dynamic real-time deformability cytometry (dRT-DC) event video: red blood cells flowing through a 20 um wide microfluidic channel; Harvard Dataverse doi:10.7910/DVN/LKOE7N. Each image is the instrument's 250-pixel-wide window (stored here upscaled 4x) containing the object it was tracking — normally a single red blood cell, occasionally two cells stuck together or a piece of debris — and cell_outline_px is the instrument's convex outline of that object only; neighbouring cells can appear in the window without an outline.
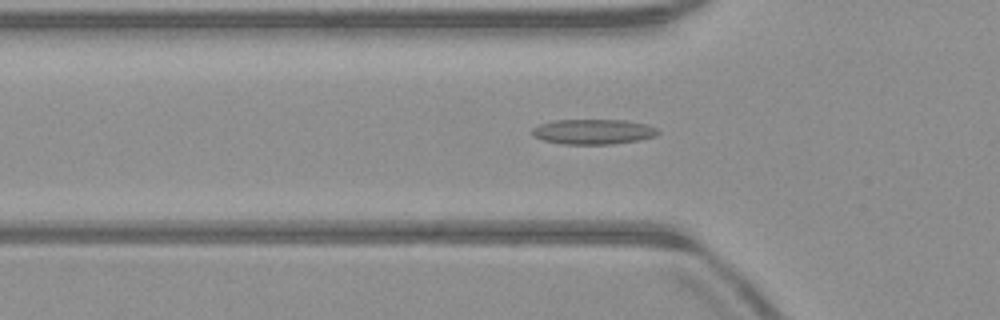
{"species": "common noctule bat (a hibernating species)", "species_latin": "Nyctalus noctula", "temperature_condition": "warm", "stored_images_in_passage": 51, "camera_frame_rate_fps": 3000, "um_per_image_px": 0.085, "animal": {"sex": "male", "body_mass_g": 23.1, "forearm_length_mm": 52.7}, "frame": {"image": 1, "passage_image": 17, "time_ms": 5.333, "image_size_px": [1000, 320], "cell_outline_px": [[660, 132], [656, 136], [640, 140], [612, 144], [564, 144], [544, 140], [532, 136], [532, 128], [540, 124], [556, 120], [624, 120], [644, 124], [660, 128]], "centroid_in_image_um": [50.46, 11.2], "position_along_channel_um": 75.3, "area_um2": 18.44}}
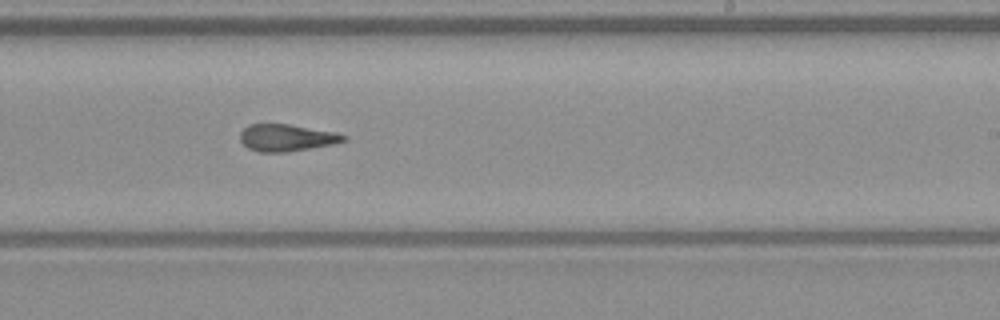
{"frame": {"image": 2, "passage_image": 31, "time_ms": 10.0, "image_size_px": [1000, 320], "cell_outline_px": [[348, 140], [336, 144], [288, 152], [260, 152], [248, 148], [240, 140], [240, 132], [248, 124], [288, 124], [336, 132], [348, 136]], "centroid_in_image_um": [24.4, 11.71], "position_along_channel_um": 264.6, "area_um2": 16.47}}
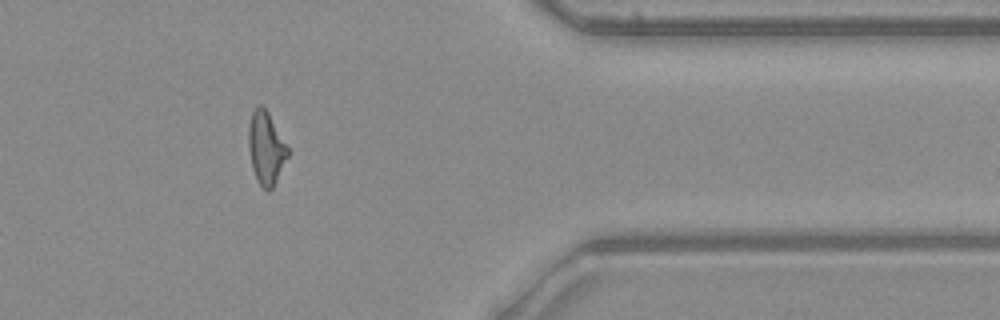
{"frame": {"image": 3, "passage_image": 42, "time_ms": 13.667, "image_size_px": [1000, 320], "cell_outline_px": [[288, 156], [272, 188], [268, 192], [256, 180], [252, 168], [248, 148], [248, 128], [252, 112], [256, 104], [260, 104], [268, 112], [288, 148]], "centroid_in_image_um": [22.58, 12.57], "position_along_channel_um": 388.8, "area_um2": 16.47}, "authors_computed_cell_mechanics": {"area_um2": 17.1088, "velocity_mm_per_s": 4.0343, "shape_relaxation_time_tau1_ms": null, "shape_relaxation_time_tau2_ms": 3.3371, "deformation_change_tau1": null, "deformation_change_tau2": 0.1338}}